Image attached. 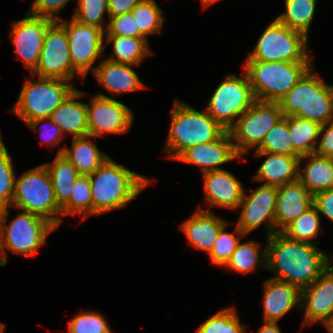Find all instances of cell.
Returning a JSON list of instances; mask_svg holds the SVG:
<instances>
[{"label": "cell", "instance_id": "1", "mask_svg": "<svg viewBox=\"0 0 333 333\" xmlns=\"http://www.w3.org/2000/svg\"><path fill=\"white\" fill-rule=\"evenodd\" d=\"M267 240L266 269L278 273L273 279L300 290L311 285L332 262L317 245L292 240L281 232Z\"/></svg>", "mask_w": 333, "mask_h": 333}, {"label": "cell", "instance_id": "2", "mask_svg": "<svg viewBox=\"0 0 333 333\" xmlns=\"http://www.w3.org/2000/svg\"><path fill=\"white\" fill-rule=\"evenodd\" d=\"M92 215L120 209L132 201L150 180L117 164L110 157L89 176Z\"/></svg>", "mask_w": 333, "mask_h": 333}, {"label": "cell", "instance_id": "3", "mask_svg": "<svg viewBox=\"0 0 333 333\" xmlns=\"http://www.w3.org/2000/svg\"><path fill=\"white\" fill-rule=\"evenodd\" d=\"M171 110V123L166 151L169 158L177 159L186 149L197 144L209 143L220 138L227 130L209 115L199 112L176 98Z\"/></svg>", "mask_w": 333, "mask_h": 333}, {"label": "cell", "instance_id": "4", "mask_svg": "<svg viewBox=\"0 0 333 333\" xmlns=\"http://www.w3.org/2000/svg\"><path fill=\"white\" fill-rule=\"evenodd\" d=\"M310 68L279 102L284 117L297 116L321 125L333 118V86Z\"/></svg>", "mask_w": 333, "mask_h": 333}, {"label": "cell", "instance_id": "5", "mask_svg": "<svg viewBox=\"0 0 333 333\" xmlns=\"http://www.w3.org/2000/svg\"><path fill=\"white\" fill-rule=\"evenodd\" d=\"M245 72L256 100L279 103L313 67L312 62L246 60Z\"/></svg>", "mask_w": 333, "mask_h": 333}, {"label": "cell", "instance_id": "6", "mask_svg": "<svg viewBox=\"0 0 333 333\" xmlns=\"http://www.w3.org/2000/svg\"><path fill=\"white\" fill-rule=\"evenodd\" d=\"M11 206L46 219L55 228L62 222L58 216L62 215V208L56 201L51 176L44 164L15 178Z\"/></svg>", "mask_w": 333, "mask_h": 333}, {"label": "cell", "instance_id": "7", "mask_svg": "<svg viewBox=\"0 0 333 333\" xmlns=\"http://www.w3.org/2000/svg\"><path fill=\"white\" fill-rule=\"evenodd\" d=\"M10 207H3L0 224V266L6 264V248L14 254L33 256L46 243V237L56 228L46 219L35 214L19 213L6 224Z\"/></svg>", "mask_w": 333, "mask_h": 333}, {"label": "cell", "instance_id": "8", "mask_svg": "<svg viewBox=\"0 0 333 333\" xmlns=\"http://www.w3.org/2000/svg\"><path fill=\"white\" fill-rule=\"evenodd\" d=\"M302 33L290 29L276 18L258 39L246 60L263 62H312Z\"/></svg>", "mask_w": 333, "mask_h": 333}, {"label": "cell", "instance_id": "9", "mask_svg": "<svg viewBox=\"0 0 333 333\" xmlns=\"http://www.w3.org/2000/svg\"><path fill=\"white\" fill-rule=\"evenodd\" d=\"M26 79L12 112L26 124L34 119L48 118L57 106L75 89L69 81L38 77ZM67 83V84H65Z\"/></svg>", "mask_w": 333, "mask_h": 333}, {"label": "cell", "instance_id": "10", "mask_svg": "<svg viewBox=\"0 0 333 333\" xmlns=\"http://www.w3.org/2000/svg\"><path fill=\"white\" fill-rule=\"evenodd\" d=\"M283 117L279 103L255 100L228 130L237 155L242 157L255 146L257 149L265 134Z\"/></svg>", "mask_w": 333, "mask_h": 333}, {"label": "cell", "instance_id": "11", "mask_svg": "<svg viewBox=\"0 0 333 333\" xmlns=\"http://www.w3.org/2000/svg\"><path fill=\"white\" fill-rule=\"evenodd\" d=\"M247 73L241 78L228 75L215 89L206 112L227 131L255 101Z\"/></svg>", "mask_w": 333, "mask_h": 333}, {"label": "cell", "instance_id": "12", "mask_svg": "<svg viewBox=\"0 0 333 333\" xmlns=\"http://www.w3.org/2000/svg\"><path fill=\"white\" fill-rule=\"evenodd\" d=\"M68 37L69 53L72 66L79 76L85 77L89 70L94 72L92 64L98 57L103 56L105 45L104 29L80 23L71 18V21H57Z\"/></svg>", "mask_w": 333, "mask_h": 333}, {"label": "cell", "instance_id": "13", "mask_svg": "<svg viewBox=\"0 0 333 333\" xmlns=\"http://www.w3.org/2000/svg\"><path fill=\"white\" fill-rule=\"evenodd\" d=\"M65 29L54 21L47 29L37 67L31 75L70 81L75 76Z\"/></svg>", "mask_w": 333, "mask_h": 333}, {"label": "cell", "instance_id": "14", "mask_svg": "<svg viewBox=\"0 0 333 333\" xmlns=\"http://www.w3.org/2000/svg\"><path fill=\"white\" fill-rule=\"evenodd\" d=\"M87 104V126L92 137L103 133L123 134L129 131L133 113L125 104L100 93Z\"/></svg>", "mask_w": 333, "mask_h": 333}, {"label": "cell", "instance_id": "15", "mask_svg": "<svg viewBox=\"0 0 333 333\" xmlns=\"http://www.w3.org/2000/svg\"><path fill=\"white\" fill-rule=\"evenodd\" d=\"M251 194L245 191L239 208L242 207L237 226L247 235L266 222L267 237L275 233V210L277 203L278 187L262 184L255 190L250 189Z\"/></svg>", "mask_w": 333, "mask_h": 333}, {"label": "cell", "instance_id": "16", "mask_svg": "<svg viewBox=\"0 0 333 333\" xmlns=\"http://www.w3.org/2000/svg\"><path fill=\"white\" fill-rule=\"evenodd\" d=\"M300 308L303 309V326L322 323L328 328L333 323V265L308 287L301 289Z\"/></svg>", "mask_w": 333, "mask_h": 333}, {"label": "cell", "instance_id": "17", "mask_svg": "<svg viewBox=\"0 0 333 333\" xmlns=\"http://www.w3.org/2000/svg\"><path fill=\"white\" fill-rule=\"evenodd\" d=\"M53 22L51 19L28 13L25 18L14 21L12 24L11 42L15 47L14 53L24 61L30 73L38 65L45 33Z\"/></svg>", "mask_w": 333, "mask_h": 333}, {"label": "cell", "instance_id": "18", "mask_svg": "<svg viewBox=\"0 0 333 333\" xmlns=\"http://www.w3.org/2000/svg\"><path fill=\"white\" fill-rule=\"evenodd\" d=\"M240 158L233 146L229 131L209 143L197 144L186 149L176 160L200 166L202 173L222 170L224 163Z\"/></svg>", "mask_w": 333, "mask_h": 333}, {"label": "cell", "instance_id": "19", "mask_svg": "<svg viewBox=\"0 0 333 333\" xmlns=\"http://www.w3.org/2000/svg\"><path fill=\"white\" fill-rule=\"evenodd\" d=\"M204 191L208 208L214 206L238 209L244 189L242 183L230 172L214 170L203 173Z\"/></svg>", "mask_w": 333, "mask_h": 333}, {"label": "cell", "instance_id": "20", "mask_svg": "<svg viewBox=\"0 0 333 333\" xmlns=\"http://www.w3.org/2000/svg\"><path fill=\"white\" fill-rule=\"evenodd\" d=\"M313 205L314 196L299 180L279 186L275 210V233L281 232Z\"/></svg>", "mask_w": 333, "mask_h": 333}, {"label": "cell", "instance_id": "21", "mask_svg": "<svg viewBox=\"0 0 333 333\" xmlns=\"http://www.w3.org/2000/svg\"><path fill=\"white\" fill-rule=\"evenodd\" d=\"M263 291L264 322H278L294 306L300 307L301 290L294 285L271 278Z\"/></svg>", "mask_w": 333, "mask_h": 333}, {"label": "cell", "instance_id": "22", "mask_svg": "<svg viewBox=\"0 0 333 333\" xmlns=\"http://www.w3.org/2000/svg\"><path fill=\"white\" fill-rule=\"evenodd\" d=\"M198 207L193 216L181 224V229L193 247L209 254L220 229L228 223L214 213H210V210L206 211Z\"/></svg>", "mask_w": 333, "mask_h": 333}, {"label": "cell", "instance_id": "23", "mask_svg": "<svg viewBox=\"0 0 333 333\" xmlns=\"http://www.w3.org/2000/svg\"><path fill=\"white\" fill-rule=\"evenodd\" d=\"M268 156L257 170L254 181H265L264 185L283 186L298 180V156L255 151L254 157Z\"/></svg>", "mask_w": 333, "mask_h": 333}, {"label": "cell", "instance_id": "24", "mask_svg": "<svg viewBox=\"0 0 333 333\" xmlns=\"http://www.w3.org/2000/svg\"><path fill=\"white\" fill-rule=\"evenodd\" d=\"M131 66L105 59L95 67L93 75L97 78L98 83L114 96L145 88Z\"/></svg>", "mask_w": 333, "mask_h": 333}, {"label": "cell", "instance_id": "25", "mask_svg": "<svg viewBox=\"0 0 333 333\" xmlns=\"http://www.w3.org/2000/svg\"><path fill=\"white\" fill-rule=\"evenodd\" d=\"M84 93L74 89L64 101L55 108L50 118L61 128L64 133L74 137L89 135L87 126V104L76 101Z\"/></svg>", "mask_w": 333, "mask_h": 333}, {"label": "cell", "instance_id": "26", "mask_svg": "<svg viewBox=\"0 0 333 333\" xmlns=\"http://www.w3.org/2000/svg\"><path fill=\"white\" fill-rule=\"evenodd\" d=\"M90 135L72 138L71 148L59 149L58 155H63L78 171L79 175L90 176L107 159L108 155L99 151L94 142L87 140Z\"/></svg>", "mask_w": 333, "mask_h": 333}, {"label": "cell", "instance_id": "27", "mask_svg": "<svg viewBox=\"0 0 333 333\" xmlns=\"http://www.w3.org/2000/svg\"><path fill=\"white\" fill-rule=\"evenodd\" d=\"M308 159L303 171L300 165ZM303 172V173H302ZM298 180L314 196L319 192L332 188V158L309 154L299 158Z\"/></svg>", "mask_w": 333, "mask_h": 333}, {"label": "cell", "instance_id": "28", "mask_svg": "<svg viewBox=\"0 0 333 333\" xmlns=\"http://www.w3.org/2000/svg\"><path fill=\"white\" fill-rule=\"evenodd\" d=\"M105 41V46L113 43L114 54L106 59L114 63L138 66L151 53L145 37L105 35Z\"/></svg>", "mask_w": 333, "mask_h": 333}, {"label": "cell", "instance_id": "29", "mask_svg": "<svg viewBox=\"0 0 333 333\" xmlns=\"http://www.w3.org/2000/svg\"><path fill=\"white\" fill-rule=\"evenodd\" d=\"M289 134L293 144V156L314 154L317 148V138L322 125L309 119L288 116Z\"/></svg>", "mask_w": 333, "mask_h": 333}, {"label": "cell", "instance_id": "30", "mask_svg": "<svg viewBox=\"0 0 333 333\" xmlns=\"http://www.w3.org/2000/svg\"><path fill=\"white\" fill-rule=\"evenodd\" d=\"M44 165L50 173L56 201L62 208L70 200L73 183L80 175L63 155L57 154L51 164Z\"/></svg>", "mask_w": 333, "mask_h": 333}, {"label": "cell", "instance_id": "31", "mask_svg": "<svg viewBox=\"0 0 333 333\" xmlns=\"http://www.w3.org/2000/svg\"><path fill=\"white\" fill-rule=\"evenodd\" d=\"M317 0H284L286 11L276 19L308 38Z\"/></svg>", "mask_w": 333, "mask_h": 333}, {"label": "cell", "instance_id": "32", "mask_svg": "<svg viewBox=\"0 0 333 333\" xmlns=\"http://www.w3.org/2000/svg\"><path fill=\"white\" fill-rule=\"evenodd\" d=\"M260 245L255 241L238 243L235 251L231 255L229 261L224 268H229L233 271L247 274L255 271L257 265L266 268V246L260 255ZM262 258V260H261ZM261 260V261H260Z\"/></svg>", "mask_w": 333, "mask_h": 333}, {"label": "cell", "instance_id": "33", "mask_svg": "<svg viewBox=\"0 0 333 333\" xmlns=\"http://www.w3.org/2000/svg\"><path fill=\"white\" fill-rule=\"evenodd\" d=\"M320 219V213L313 205L310 209L287 225L281 233L295 241L315 244L312 242V239L318 236Z\"/></svg>", "mask_w": 333, "mask_h": 333}, {"label": "cell", "instance_id": "34", "mask_svg": "<svg viewBox=\"0 0 333 333\" xmlns=\"http://www.w3.org/2000/svg\"><path fill=\"white\" fill-rule=\"evenodd\" d=\"M83 213V214H82ZM92 215V190L89 176L80 175L73 183L70 200L62 207V215Z\"/></svg>", "mask_w": 333, "mask_h": 333}, {"label": "cell", "instance_id": "35", "mask_svg": "<svg viewBox=\"0 0 333 333\" xmlns=\"http://www.w3.org/2000/svg\"><path fill=\"white\" fill-rule=\"evenodd\" d=\"M136 29L147 39V35L161 33L164 23L162 10L155 0H142L132 9Z\"/></svg>", "mask_w": 333, "mask_h": 333}, {"label": "cell", "instance_id": "36", "mask_svg": "<svg viewBox=\"0 0 333 333\" xmlns=\"http://www.w3.org/2000/svg\"><path fill=\"white\" fill-rule=\"evenodd\" d=\"M255 151L293 156V144L289 134L288 116L283 117L264 136Z\"/></svg>", "mask_w": 333, "mask_h": 333}, {"label": "cell", "instance_id": "37", "mask_svg": "<svg viewBox=\"0 0 333 333\" xmlns=\"http://www.w3.org/2000/svg\"><path fill=\"white\" fill-rule=\"evenodd\" d=\"M246 325L240 323L234 307L222 309L204 323L196 333H246Z\"/></svg>", "mask_w": 333, "mask_h": 333}, {"label": "cell", "instance_id": "38", "mask_svg": "<svg viewBox=\"0 0 333 333\" xmlns=\"http://www.w3.org/2000/svg\"><path fill=\"white\" fill-rule=\"evenodd\" d=\"M226 226L227 224L220 229L217 240L208 254L211 262L219 267H224L227 264L237 244L240 242V237L245 236L237 225L233 233L225 232Z\"/></svg>", "mask_w": 333, "mask_h": 333}, {"label": "cell", "instance_id": "39", "mask_svg": "<svg viewBox=\"0 0 333 333\" xmlns=\"http://www.w3.org/2000/svg\"><path fill=\"white\" fill-rule=\"evenodd\" d=\"M15 170L13 161L0 134V206L10 207L14 196Z\"/></svg>", "mask_w": 333, "mask_h": 333}, {"label": "cell", "instance_id": "40", "mask_svg": "<svg viewBox=\"0 0 333 333\" xmlns=\"http://www.w3.org/2000/svg\"><path fill=\"white\" fill-rule=\"evenodd\" d=\"M106 13L109 18L108 0H78V9L75 10L72 18L80 23L106 31L102 23L103 16Z\"/></svg>", "mask_w": 333, "mask_h": 333}, {"label": "cell", "instance_id": "41", "mask_svg": "<svg viewBox=\"0 0 333 333\" xmlns=\"http://www.w3.org/2000/svg\"><path fill=\"white\" fill-rule=\"evenodd\" d=\"M68 333H111V328L98 312H83L71 319Z\"/></svg>", "mask_w": 333, "mask_h": 333}, {"label": "cell", "instance_id": "42", "mask_svg": "<svg viewBox=\"0 0 333 333\" xmlns=\"http://www.w3.org/2000/svg\"><path fill=\"white\" fill-rule=\"evenodd\" d=\"M105 26V35L144 37L139 29H136V22L132 12L114 17H109Z\"/></svg>", "mask_w": 333, "mask_h": 333}, {"label": "cell", "instance_id": "43", "mask_svg": "<svg viewBox=\"0 0 333 333\" xmlns=\"http://www.w3.org/2000/svg\"><path fill=\"white\" fill-rule=\"evenodd\" d=\"M70 0H34L28 12L30 15L60 21L57 13L60 12Z\"/></svg>", "mask_w": 333, "mask_h": 333}, {"label": "cell", "instance_id": "44", "mask_svg": "<svg viewBox=\"0 0 333 333\" xmlns=\"http://www.w3.org/2000/svg\"><path fill=\"white\" fill-rule=\"evenodd\" d=\"M50 122L48 125V128L46 129V131L44 132L43 130L41 131V139L43 140V142L49 144V145H57L61 142V140L63 139V132L61 131V128L50 118H38V119H34L30 122H28L26 125L29 126L30 128H32L34 131H37V127L38 125L42 122V121H46ZM46 122H43V127L46 124ZM50 126V127H49ZM52 143V144H51Z\"/></svg>", "mask_w": 333, "mask_h": 333}, {"label": "cell", "instance_id": "45", "mask_svg": "<svg viewBox=\"0 0 333 333\" xmlns=\"http://www.w3.org/2000/svg\"><path fill=\"white\" fill-rule=\"evenodd\" d=\"M321 139L318 142L315 154L320 157L333 158V118L322 125L320 130Z\"/></svg>", "mask_w": 333, "mask_h": 333}, {"label": "cell", "instance_id": "46", "mask_svg": "<svg viewBox=\"0 0 333 333\" xmlns=\"http://www.w3.org/2000/svg\"><path fill=\"white\" fill-rule=\"evenodd\" d=\"M314 206L318 212L333 222V189H328L314 195Z\"/></svg>", "mask_w": 333, "mask_h": 333}, {"label": "cell", "instance_id": "47", "mask_svg": "<svg viewBox=\"0 0 333 333\" xmlns=\"http://www.w3.org/2000/svg\"><path fill=\"white\" fill-rule=\"evenodd\" d=\"M142 0H108L109 17L129 13Z\"/></svg>", "mask_w": 333, "mask_h": 333}, {"label": "cell", "instance_id": "48", "mask_svg": "<svg viewBox=\"0 0 333 333\" xmlns=\"http://www.w3.org/2000/svg\"><path fill=\"white\" fill-rule=\"evenodd\" d=\"M277 322H264L257 333H281Z\"/></svg>", "mask_w": 333, "mask_h": 333}, {"label": "cell", "instance_id": "49", "mask_svg": "<svg viewBox=\"0 0 333 333\" xmlns=\"http://www.w3.org/2000/svg\"><path fill=\"white\" fill-rule=\"evenodd\" d=\"M218 0H201V2L203 3V7L206 8L208 6H210L211 4L217 2Z\"/></svg>", "mask_w": 333, "mask_h": 333}, {"label": "cell", "instance_id": "50", "mask_svg": "<svg viewBox=\"0 0 333 333\" xmlns=\"http://www.w3.org/2000/svg\"><path fill=\"white\" fill-rule=\"evenodd\" d=\"M5 325L3 323H0V333H4Z\"/></svg>", "mask_w": 333, "mask_h": 333}, {"label": "cell", "instance_id": "51", "mask_svg": "<svg viewBox=\"0 0 333 333\" xmlns=\"http://www.w3.org/2000/svg\"><path fill=\"white\" fill-rule=\"evenodd\" d=\"M327 329L329 333H333V323Z\"/></svg>", "mask_w": 333, "mask_h": 333}, {"label": "cell", "instance_id": "52", "mask_svg": "<svg viewBox=\"0 0 333 333\" xmlns=\"http://www.w3.org/2000/svg\"><path fill=\"white\" fill-rule=\"evenodd\" d=\"M332 189H333V158H332Z\"/></svg>", "mask_w": 333, "mask_h": 333}, {"label": "cell", "instance_id": "53", "mask_svg": "<svg viewBox=\"0 0 333 333\" xmlns=\"http://www.w3.org/2000/svg\"><path fill=\"white\" fill-rule=\"evenodd\" d=\"M2 210H3V207L0 206V224H1Z\"/></svg>", "mask_w": 333, "mask_h": 333}]
</instances>
